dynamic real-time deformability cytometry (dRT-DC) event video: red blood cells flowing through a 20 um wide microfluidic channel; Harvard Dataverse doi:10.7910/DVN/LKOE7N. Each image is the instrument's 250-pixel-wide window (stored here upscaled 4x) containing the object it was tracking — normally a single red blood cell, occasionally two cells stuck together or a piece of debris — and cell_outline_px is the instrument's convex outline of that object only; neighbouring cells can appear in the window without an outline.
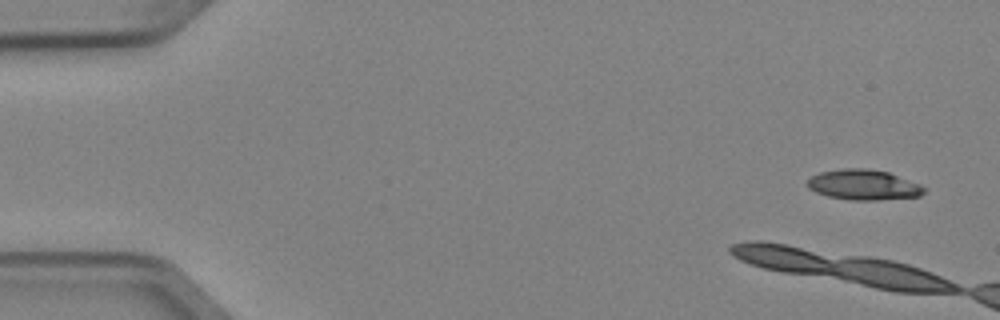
{"species": "Egyptian fruit bat (a non-hibernating species)", "species_latin": "Rousettus aegyptiacus", "temperature_condition": "cold", "stored_images_in_passage": 4, "camera_frame_rate_fps": 3000, "um_per_image_px": 0.085, "animal": {"sex": "female"}, "frame": {"image": 1, "passage_image": 1, "time_ms": 0.0, "image_size_px": [1000, 320], "cell_outline_px": [[924, 192], [920, 196], [876, 200], [852, 200], [828, 196], [816, 192], [808, 188], [804, 184], [812, 176], [820, 172], [844, 168], [868, 168], [888, 172], [920, 184], [924, 188]], "centroid_in_image_um": [73.37, 15.7], "position_along_channel_um": 11.6, "area_um2": 20.58}}